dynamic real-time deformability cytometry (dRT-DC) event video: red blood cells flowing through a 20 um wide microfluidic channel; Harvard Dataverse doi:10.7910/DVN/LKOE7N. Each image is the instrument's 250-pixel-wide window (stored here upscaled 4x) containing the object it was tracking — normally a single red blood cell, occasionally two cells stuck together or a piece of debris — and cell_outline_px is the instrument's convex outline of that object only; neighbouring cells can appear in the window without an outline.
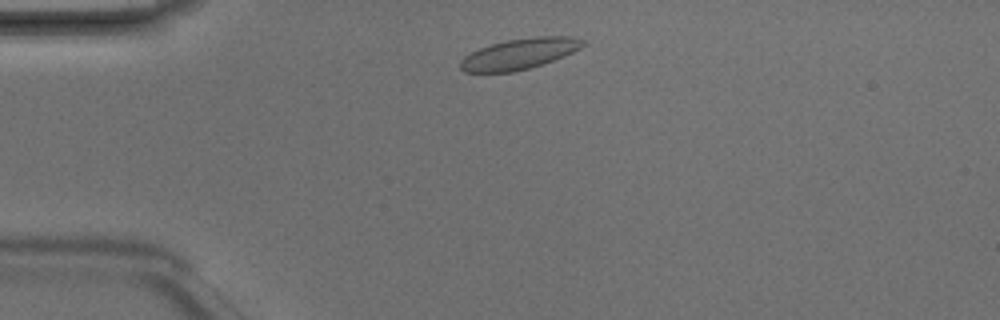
{"species": "Egyptian fruit bat (a non-hibernating species)", "species_latin": "Rousettus aegyptiacus", "temperature_condition": "room temperature", "stored_images_in_passage": 2, "camera_frame_rate_fps": 3000, "um_per_image_px": 0.085, "animal": {"sex": "male"}, "frame": {"image": 1, "passage_image": 1, "time_ms": 0.0, "image_size_px": [1000, 320], "cell_outline_px": [[588, 44], [564, 56], [528, 68], [512, 72], [464, 72], [460, 68], [460, 60], [464, 56], [480, 48], [492, 44], [508, 40], [532, 36], [572, 36], [588, 40]], "centroid_in_image_um": [44.2, 4.56], "position_along_channel_um": 40.8, "area_um2": 21.96}}